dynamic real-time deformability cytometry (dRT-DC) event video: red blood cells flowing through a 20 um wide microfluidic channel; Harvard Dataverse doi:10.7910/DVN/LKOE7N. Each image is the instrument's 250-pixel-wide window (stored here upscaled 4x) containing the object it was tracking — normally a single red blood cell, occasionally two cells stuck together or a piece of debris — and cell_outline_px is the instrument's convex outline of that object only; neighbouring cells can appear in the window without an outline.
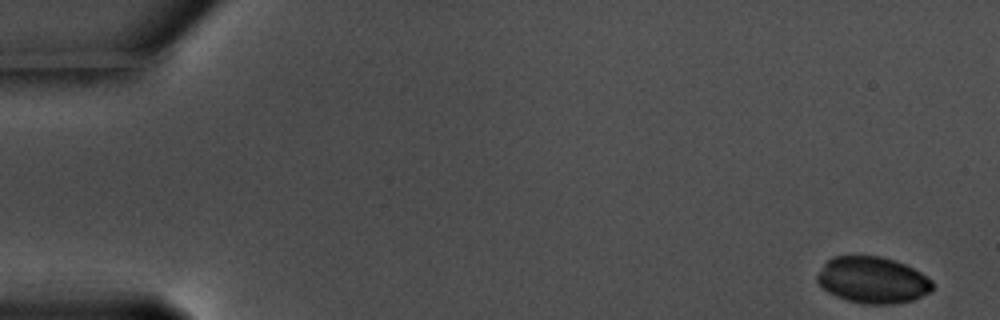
{"species": "common noctule bat (a hibernating species)", "species_latin": "Nyctalus noctula", "temperature_condition": "warm", "stored_images_in_passage": 57, "camera_frame_rate_fps": 3000, "um_per_image_px": 0.085, "animal": {"sex": "male", "body_mass_g": 17.5, "forearm_length_mm": 52.3}, "frame": {"image": 1, "passage_image": 1, "time_ms": 0.0, "image_size_px": [1000, 320], "cell_outline_px": [[932, 292], [912, 300], [892, 304], [860, 304], [836, 296], [828, 292], [816, 280], [816, 276], [824, 264], [832, 256], [880, 256], [904, 264], [920, 272], [932, 280]], "centroid_in_image_um": [74.17, 23.81], "position_along_channel_um": 10.8, "area_um2": 31.1}}
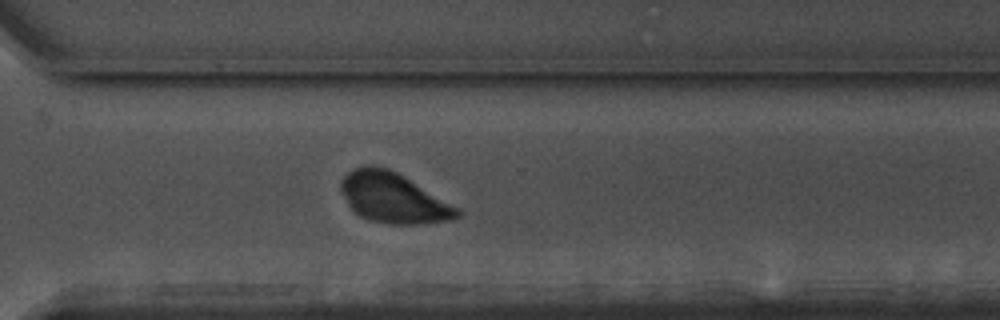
{"frame": {"image": 2, "passage_image": 41, "time_ms": 13.333, "image_size_px": [1000, 320], "cell_outline_px": [[464, 212], [456, 220], [424, 224], [392, 224], [368, 220], [360, 216], [348, 204], [340, 188], [340, 180], [348, 172], [356, 168], [368, 164], [372, 164], [388, 168], [396, 172], [460, 208]], "centroid_in_image_um": [33.48, 16.83], "position_along_channel_um": 337.1, "area_um2": 34.16}}
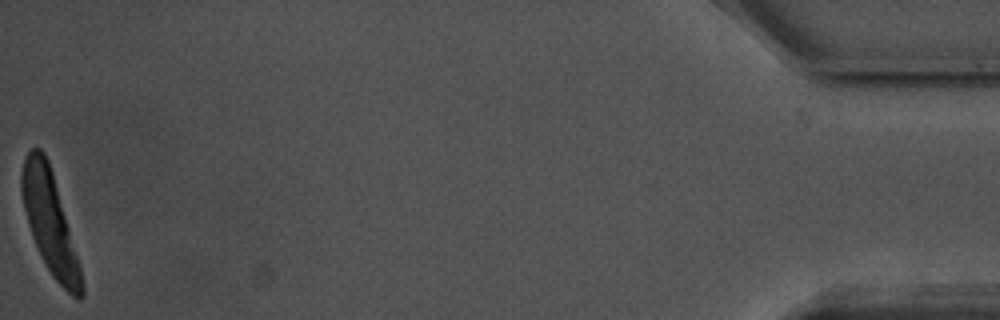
{"frame": {"image": 3, "passage_image": 57, "time_ms": 18.667, "image_size_px": [1000, 320], "cell_outline_px": [[84, 296], [80, 300], [72, 296], [52, 276], [32, 236], [28, 224], [20, 192], [20, 172], [24, 156], [32, 148], [40, 148], [44, 152], [48, 160], [52, 172], [80, 268], [84, 284]], "centroid_in_image_um": [4.2, 18.87], "position_along_channel_um": 431.0, "area_um2": 34.62}}